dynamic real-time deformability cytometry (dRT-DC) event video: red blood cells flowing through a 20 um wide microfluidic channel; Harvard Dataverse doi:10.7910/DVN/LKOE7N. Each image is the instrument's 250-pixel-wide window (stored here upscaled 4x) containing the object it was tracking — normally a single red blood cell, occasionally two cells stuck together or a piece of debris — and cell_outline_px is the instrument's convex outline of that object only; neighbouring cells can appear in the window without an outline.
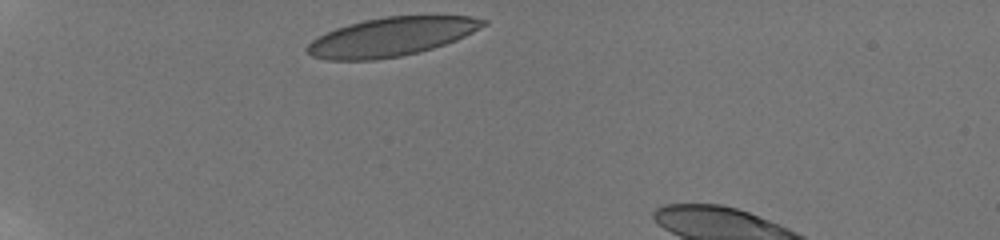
{"species": "human", "species_latin": "Homo sapiens", "temperature_condition": "room temperature", "stored_images_in_passage": 7, "camera_frame_rate_fps": 3000, "um_per_image_px": 0.085, "donor": {"sex": "male"}, "frame": {"image": 1, "passage_image": 1, "time_ms": 0.0, "image_size_px": [1000, 240], "cell_outline_px": [[488, 24], [456, 40], [420, 52], [400, 56], [376, 60], [328, 60], [312, 56], [304, 48], [312, 40], [336, 28], [348, 24], [364, 20], [384, 16], [472, 16], [488, 20]], "centroid_in_image_um": [33.27, 3.13], "position_along_channel_um": 51.7, "area_um2": 39.65}}
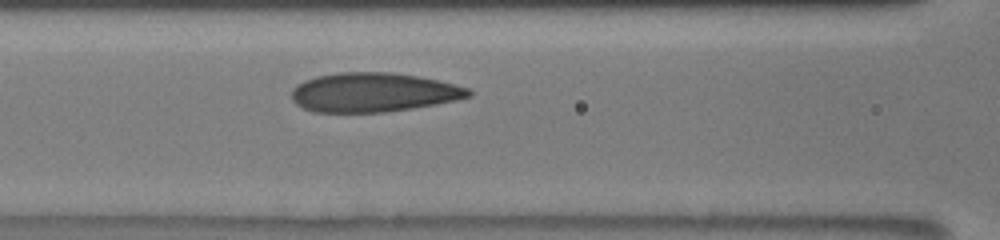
{"frame": {"image": 2, "passage_image": 7, "time_ms": 3.333, "image_size_px": [1000, 240], "cell_outline_px": [[472, 96], [456, 100], [436, 104], [412, 108], [384, 112], [312, 112], [296, 104], [292, 100], [292, 88], [296, 84], [304, 80], [316, 76], [340, 72], [392, 72], [416, 76], [436, 80], [468, 88], [472, 92]], "centroid_in_image_um": [31.69, 7.85], "position_along_channel_um": 134.9, "area_um2": 40.4}}